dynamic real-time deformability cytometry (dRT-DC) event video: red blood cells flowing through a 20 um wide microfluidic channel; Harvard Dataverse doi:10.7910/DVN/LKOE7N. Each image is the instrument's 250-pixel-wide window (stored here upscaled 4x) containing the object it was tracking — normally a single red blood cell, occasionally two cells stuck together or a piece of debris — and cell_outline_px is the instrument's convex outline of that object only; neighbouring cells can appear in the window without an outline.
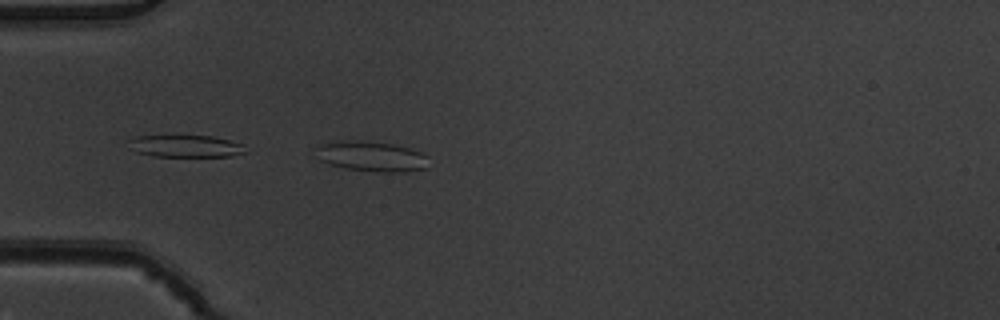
{"species": "common noctule bat (a hibernating species)", "species_latin": "Nyctalus noctula", "temperature_condition": "warm", "stored_images_in_passage": 5, "camera_frame_rate_fps": 3000, "um_per_image_px": 0.085, "animal": {"sex": "male", "body_mass_g": 19.5, "forearm_length_mm": 54.6}, "frame": {"image": 1, "passage_image": 5, "time_ms": 1.333, "image_size_px": [1000, 320], "cell_outline_px": [[428, 168], [404, 172], [380, 172], [344, 168], [320, 160], [312, 148], [336, 140], [348, 140], [392, 144], [408, 148], [420, 152], [428, 156]], "centroid_in_image_um": [31.57, 13.3], "position_along_channel_um": 53.4, "area_um2": 19.83}}